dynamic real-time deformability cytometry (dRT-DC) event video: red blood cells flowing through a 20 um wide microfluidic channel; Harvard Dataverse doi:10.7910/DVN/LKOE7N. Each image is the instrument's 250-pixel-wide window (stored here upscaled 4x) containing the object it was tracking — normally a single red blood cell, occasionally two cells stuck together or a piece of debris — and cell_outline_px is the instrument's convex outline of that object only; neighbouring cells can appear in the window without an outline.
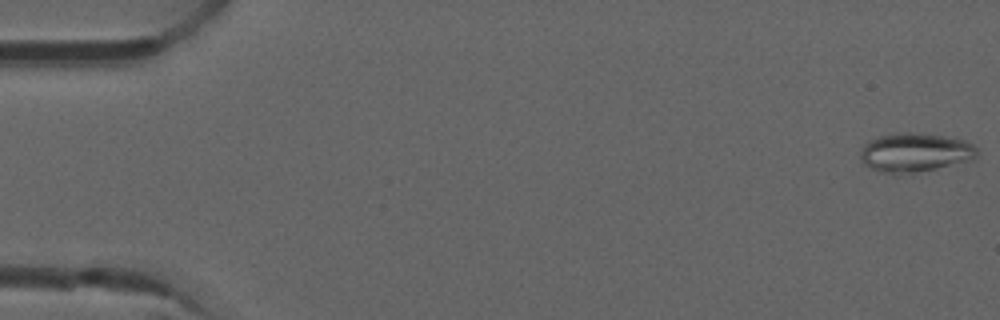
{"species": "common noctule bat (a hibernating species)", "species_latin": "Nyctalus noctula", "temperature_condition": "room temperature", "stored_images_in_passage": 52, "camera_frame_rate_fps": 3000, "um_per_image_px": 0.085, "animal": {"sex": "male", "forearm_length_mm": 52.5}, "frame": {"image": 1, "passage_image": 1, "time_ms": 0.0, "image_size_px": [1000, 320], "cell_outline_px": [[976, 160], [912, 176], [892, 176], [880, 172], [864, 164], [860, 156], [860, 152], [864, 144], [868, 140], [880, 136], [900, 132], [908, 132], [944, 136], [964, 140], [972, 144], [976, 148]], "centroid_in_image_um": [77.79, 13.03], "position_along_channel_um": 7.2, "area_um2": 27.69}}
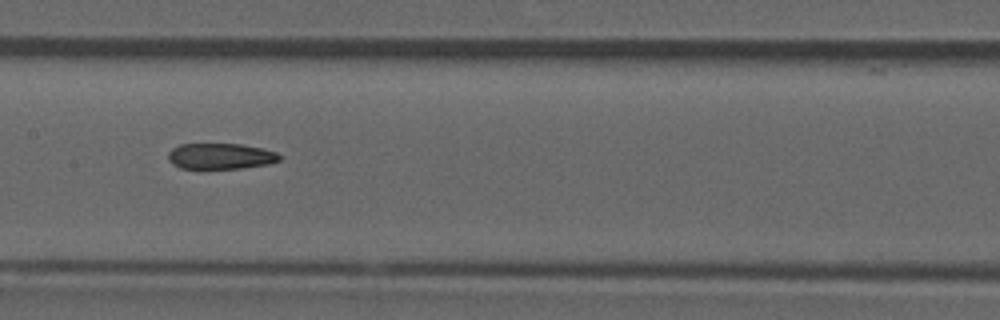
{"frame": {"image": 2, "passage_image": 26, "time_ms": 8.333, "image_size_px": [1000, 320], "cell_outline_px": [[280, 160], [268, 164], [244, 168], [200, 172], [180, 168], [172, 164], [168, 160], [168, 152], [172, 148], [180, 144], [240, 144], [260, 148], [276, 152], [280, 156]], "centroid_in_image_um": [18.66, 13.33], "position_along_channel_um": 188.7, "area_um2": 17.63}}
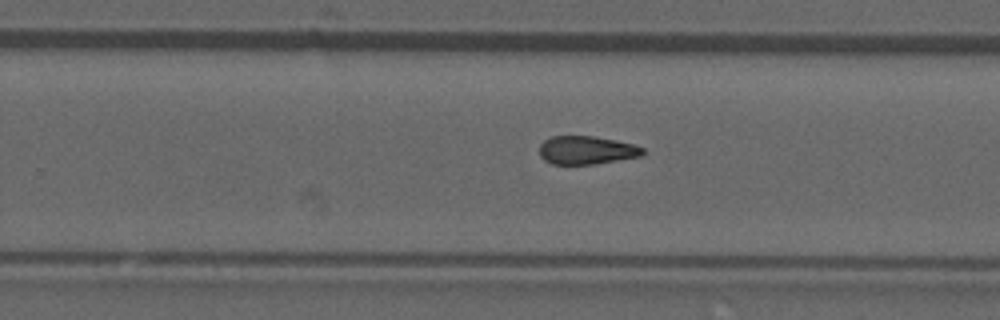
{"frame": {"image": 3, "passage_image": 33, "time_ms": 10.667, "image_size_px": [1000, 320], "cell_outline_px": [[644, 152], [640, 156], [596, 164], [552, 164], [544, 160], [540, 156], [540, 144], [544, 140], [552, 136], [592, 136], [616, 140], [632, 144], [644, 148]], "centroid_in_image_um": [49.83, 12.76], "position_along_channel_um": 280.0, "area_um2": 16.99}, "authors_computed_cell_mechanics": {"area_um2": 18.1492, "velocity_mm_per_s": 3.9275, "shape_relaxation_time_tau1_ms": null, "shape_relaxation_time_tau2_ms": 2.0022, "deformation_change_tau1": null, "deformation_change_tau2": 0.0904}}